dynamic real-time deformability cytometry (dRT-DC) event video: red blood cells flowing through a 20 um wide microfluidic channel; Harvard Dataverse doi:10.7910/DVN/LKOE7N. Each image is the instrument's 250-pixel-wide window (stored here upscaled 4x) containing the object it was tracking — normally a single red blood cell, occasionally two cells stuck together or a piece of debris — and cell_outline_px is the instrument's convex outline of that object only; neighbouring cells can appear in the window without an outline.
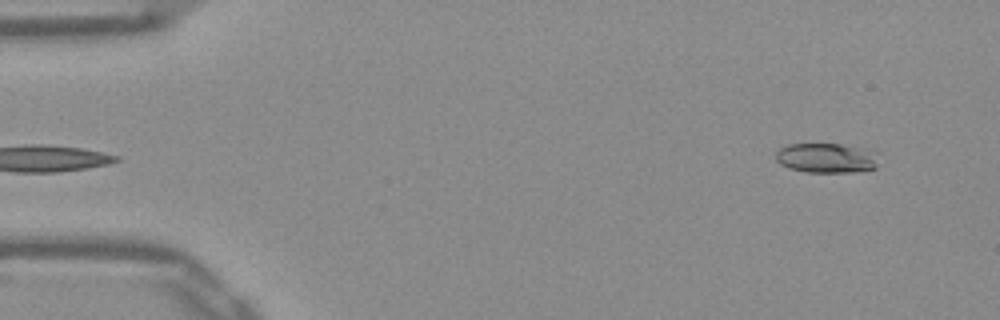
{"species": "Egyptian fruit bat (a non-hibernating species)", "species_latin": "Rousettus aegyptiacus", "temperature_condition": "warm", "stored_images_in_passage": 49, "camera_frame_rate_fps": 3000, "um_per_image_px": 0.085, "frame": {"image": 1, "passage_image": 1, "time_ms": 0.0, "image_size_px": [1000, 320], "cell_outline_px": [[876, 168], [852, 172], [808, 172], [788, 168], [780, 164], [776, 160], [776, 152], [780, 148], [788, 144], [840, 144], [856, 148], [872, 160], [876, 164]], "centroid_in_image_um": [70.01, 13.45], "position_along_channel_um": 15.0, "area_um2": 16.76}}
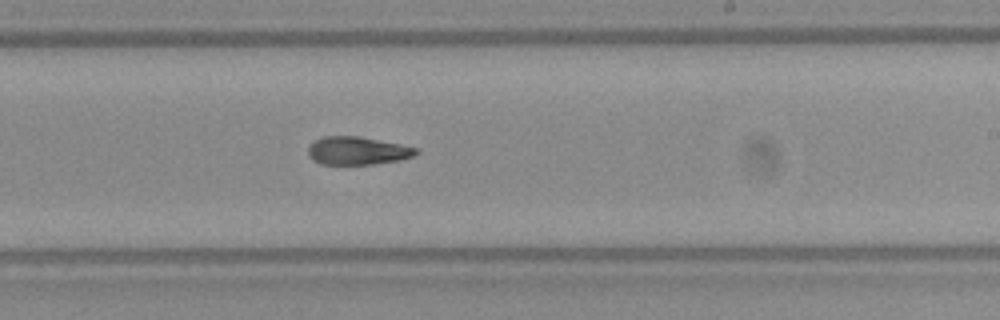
{"frame": {"image": 2, "passage_image": 28, "time_ms": 9.0, "image_size_px": [1000, 320], "cell_outline_px": [[420, 152], [412, 156], [400, 160], [376, 164], [320, 164], [312, 160], [308, 156], [308, 148], [312, 140], [324, 136], [356, 136], [400, 144], [416, 148]], "centroid_in_image_um": [30.33, 12.81], "position_along_channel_um": 258.7, "area_um2": 17.69}}
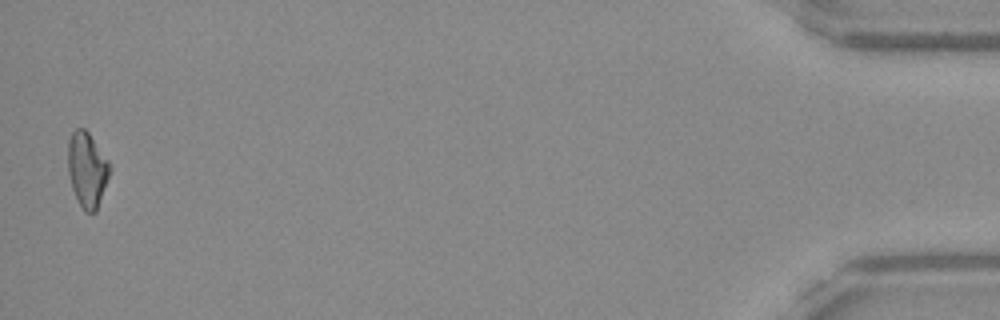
{"frame": {"image": 3, "passage_image": 48, "time_ms": 15.667, "image_size_px": [1000, 320], "cell_outline_px": [[112, 168], [96, 212], [84, 212], [72, 188], [68, 172], [68, 140], [72, 132], [76, 128], [84, 128], [88, 132], [108, 160]], "centroid_in_image_um": [7.41, 14.41], "position_along_channel_um": 427.8, "area_um2": 18.21}, "authors_computed_cell_mechanics": {"area_um2": 18.3226, "velocity_mm_per_s": 3.9199, "shape_relaxation_time_tau1_ms": 7.8351, "shape_relaxation_time_tau2_ms": 4.0181, "deformation_change_tau1": 0.2176, "deformation_change_tau2": 0.1247}}